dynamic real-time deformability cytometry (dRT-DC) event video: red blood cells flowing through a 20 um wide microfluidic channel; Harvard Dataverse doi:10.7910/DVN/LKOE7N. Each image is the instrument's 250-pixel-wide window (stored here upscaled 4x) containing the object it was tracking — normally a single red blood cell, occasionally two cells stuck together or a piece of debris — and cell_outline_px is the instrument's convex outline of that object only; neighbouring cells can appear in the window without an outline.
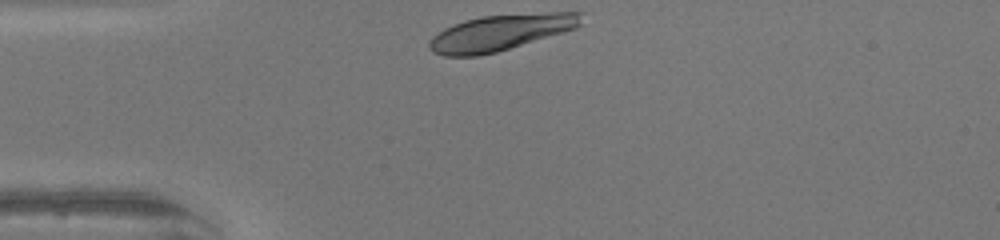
{"species": "human", "species_latin": "Homo sapiens", "temperature_condition": "warm", "stored_images_in_passage": 27, "camera_frame_rate_fps": 3000, "um_per_image_px": 0.085, "donor": {"sex": "female"}, "frame": {"image": 1, "passage_image": 1, "time_ms": 0.0, "image_size_px": [1000, 240], "cell_outline_px": [[584, 12], [580, 24], [576, 28], [564, 32], [496, 52], [476, 56], [444, 56], [432, 52], [428, 48], [428, 40], [432, 36], [444, 28], [452, 24], [464, 20], [484, 16], [548, 12]], "centroid_in_image_um": [42.51, 2.76], "position_along_channel_um": 42.5, "area_um2": 31.91}}
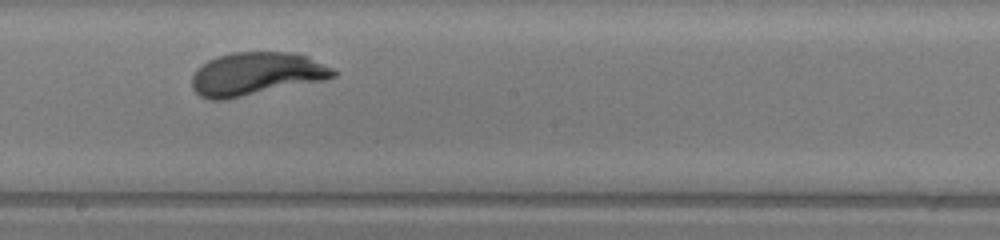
{"frame": {"image": 2, "passage_image": 16, "time_ms": 5.0, "image_size_px": [1000, 240], "cell_outline_px": [[336, 76], [324, 80], [224, 100], [208, 100], [200, 96], [192, 88], [192, 76], [196, 68], [208, 60], [232, 52], [292, 52], [308, 56], [332, 68], [336, 72]], "centroid_in_image_um": [21.75, 6.28], "position_along_channel_um": 226.5, "area_um2": 35.43}}
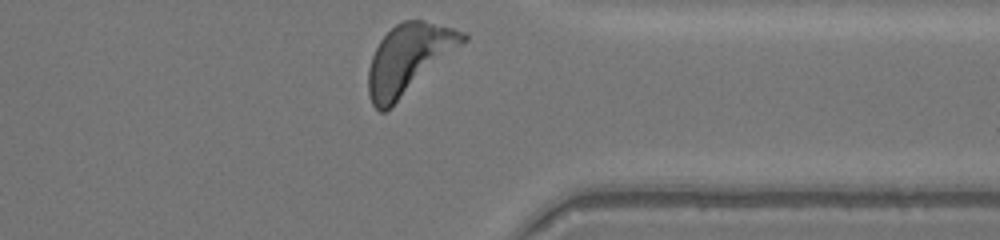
{"frame": {"image": 3, "passage_image": 27, "time_ms": 8.667, "image_size_px": [1000, 240], "cell_outline_px": [[468, 40], [384, 112], [380, 112], [372, 104], [368, 96], [368, 68], [372, 56], [380, 40], [396, 24], [404, 20], [420, 20], [468, 32]], "centroid_in_image_um": [34.74, 4.99], "position_along_channel_um": 376.7, "area_um2": 37.63}, "authors_computed_cell_mechanics": {"area_um2": 34.969, "velocity_mm_per_s": 4.2354, "shape_relaxation_time_tau1_ms": 2.1735, "shape_relaxation_time_tau2_ms": null, "deformation_change_tau1": 0.184, "deformation_change_tau2": null}}